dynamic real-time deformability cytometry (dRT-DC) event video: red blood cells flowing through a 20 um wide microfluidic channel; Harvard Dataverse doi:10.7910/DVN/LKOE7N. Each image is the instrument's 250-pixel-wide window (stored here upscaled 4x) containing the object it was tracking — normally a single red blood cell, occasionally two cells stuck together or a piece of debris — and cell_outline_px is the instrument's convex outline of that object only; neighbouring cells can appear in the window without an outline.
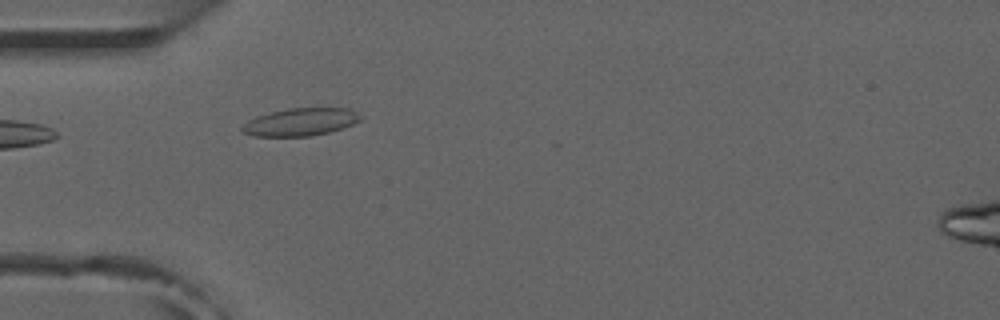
{"species": "common noctule bat (a hibernating species)", "species_latin": "Nyctalus noctula", "temperature_condition": "room temperature", "stored_images_in_passage": 33, "camera_frame_rate_fps": 3000, "um_per_image_px": 0.085, "animal": {"sex": "male", "forearm_length_mm": 52.5}, "frame": {"image": 1, "passage_image": 1, "time_ms": 0.0, "image_size_px": [1000, 320], "cell_outline_px": [[364, 116], [360, 120], [344, 128], [312, 136], [256, 136], [244, 132], [240, 128], [248, 120], [256, 116], [288, 108], [352, 108]], "centroid_in_image_um": [25.6, 10.36], "position_along_channel_um": 59.4, "area_um2": 19.13}}
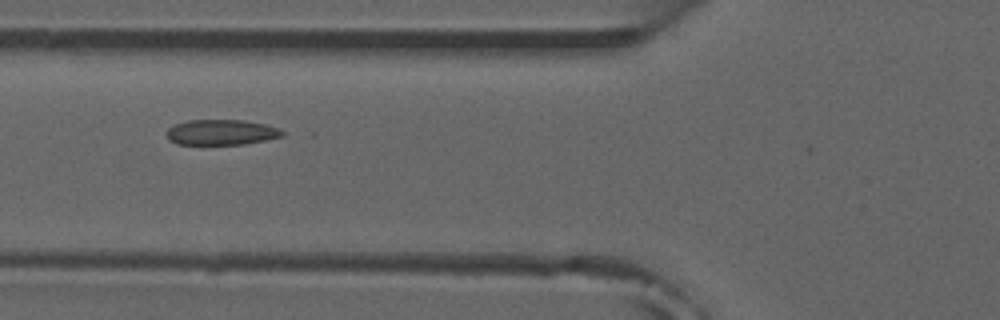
{"frame": {"image": 2, "passage_image": 5, "time_ms": 1.333, "image_size_px": [1000, 320], "cell_outline_px": [[284, 136], [244, 144], [176, 144], [168, 140], [164, 132], [168, 128], [176, 124], [188, 120], [244, 120], [264, 124], [280, 128], [284, 132]], "centroid_in_image_um": [18.78, 11.24], "position_along_channel_um": 107.0, "area_um2": 17.22}, "authors_computed_cell_mechanics": {"area_um2": 17.3978, "velocity_mm_per_s": 3.8296, "shape_relaxation_time_tau1_ms": null, "shape_relaxation_time_tau2_ms": 2.4977, "deformation_change_tau1": null, "deformation_change_tau2": 0.0674}}